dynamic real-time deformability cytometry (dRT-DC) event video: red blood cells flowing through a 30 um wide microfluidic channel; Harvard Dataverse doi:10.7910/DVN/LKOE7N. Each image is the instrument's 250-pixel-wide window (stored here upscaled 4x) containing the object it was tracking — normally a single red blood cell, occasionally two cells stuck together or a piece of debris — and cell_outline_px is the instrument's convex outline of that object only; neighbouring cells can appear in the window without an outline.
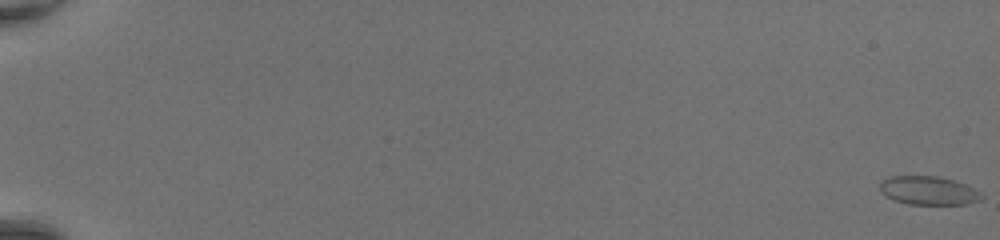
{"species": "common noctule bat (a hibernating species)", "species_latin": "Nyctalus noctula", "temperature_condition": "room temperature", "stored_images_in_passage": 51, "camera_frame_rate_fps": 3000, "um_per_image_px": 0.085, "animal": {"sex": "female", "body_mass_g": 20.0, "forearm_length_mm": 54.0}, "frame": {"image": 1, "passage_image": 1, "time_ms": 0.0, "image_size_px": [1000, 240], "cell_outline_px": [[984, 200], [964, 204], [908, 204], [892, 200], [884, 196], [880, 192], [880, 180], [888, 176], [940, 176], [968, 184], [980, 192], [984, 196]], "centroid_in_image_um": [78.92, 16.19], "position_along_channel_um": 6.1, "area_um2": 17.4}}
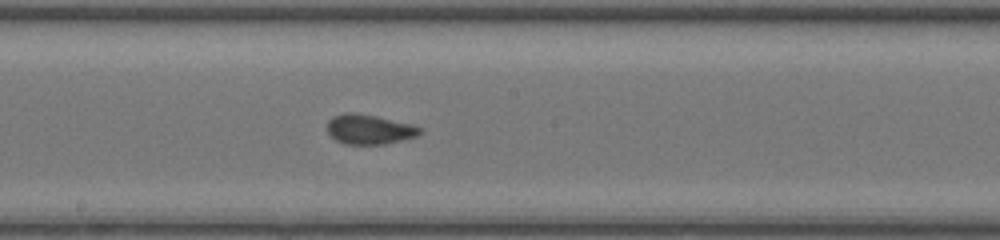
{"frame": {"image": 2, "passage_image": 31, "time_ms": 10.0, "image_size_px": [1000, 240], "cell_outline_px": [[424, 132], [416, 136], [384, 144], [344, 144], [336, 140], [328, 132], [328, 120], [332, 116], [344, 112], [356, 112], [376, 116], [412, 124], [424, 128]], "centroid_in_image_um": [31.4, 10.98], "position_along_channel_um": 216.8, "area_um2": 16.18}}
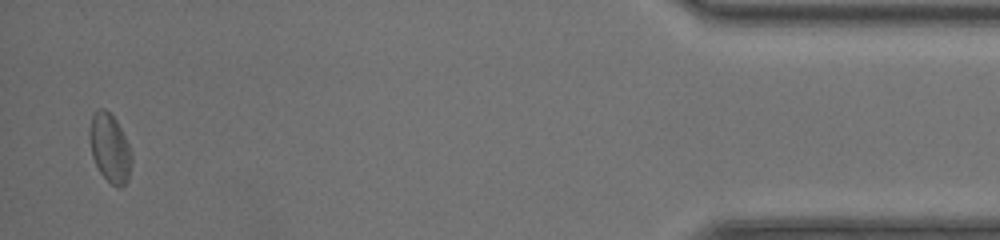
{"frame": {"image": 3, "passage_image": 50, "time_ms": 16.333, "image_size_px": [1000, 240], "cell_outline_px": [[132, 164], [128, 180], [120, 188], [116, 188], [100, 172], [92, 156], [88, 136], [88, 132], [92, 116], [96, 108], [104, 108], [116, 120], [132, 152]], "centroid_in_image_um": [9.33, 12.58], "position_along_channel_um": 425.9, "area_um2": 16.88}, "authors_computed_cell_mechanics": {"area_um2": 16.184, "velocity_mm_per_s": 4.3821, "shape_relaxation_time_tau1_ms": 3.1727, "shape_relaxation_time_tau2_ms": 0.8228, "deformation_change_tau1": 0.1029, "deformation_change_tau2": 0.0652}}